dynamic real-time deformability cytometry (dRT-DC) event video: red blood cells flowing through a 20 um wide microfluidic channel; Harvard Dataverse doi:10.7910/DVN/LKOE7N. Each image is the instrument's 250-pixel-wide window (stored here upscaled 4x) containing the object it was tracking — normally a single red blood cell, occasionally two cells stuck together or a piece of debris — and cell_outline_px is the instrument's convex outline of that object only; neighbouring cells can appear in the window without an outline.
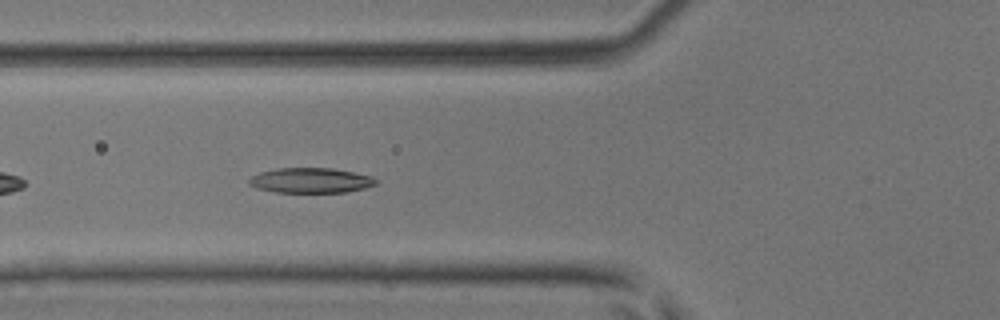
{"species": "common noctule bat (a hibernating species)", "species_latin": "Nyctalus noctula", "temperature_condition": "room temperature", "stored_images_in_passage": 35, "camera_frame_rate_fps": 3000, "um_per_image_px": 0.085, "animal": {"sex": "male", "body_mass_g": 17.9, "forearm_length_mm": 54.2}, "frame": {"image": 1, "passage_image": 5, "time_ms": 1.333, "image_size_px": [1000, 320], "cell_outline_px": [[376, 184], [364, 188], [348, 192], [276, 192], [256, 188], [248, 184], [248, 180], [252, 176], [260, 172], [276, 168], [332, 168], [372, 176], [376, 180]], "centroid_in_image_um": [26.38, 15.33], "position_along_channel_um": 99.4, "area_um2": 18.5}}
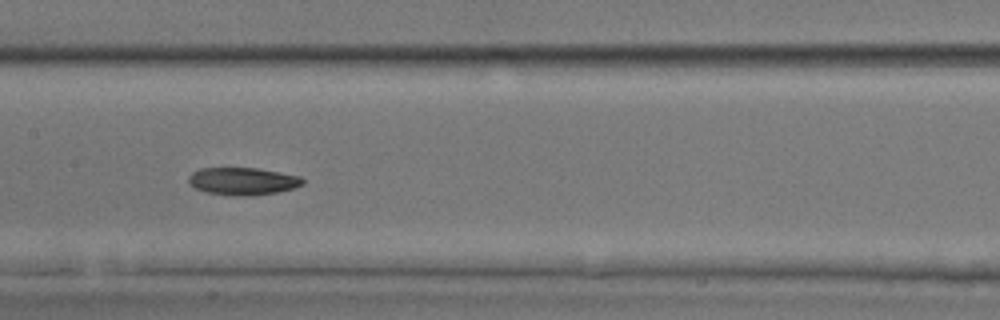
{"frame": {"image": 2, "passage_image": 11, "time_ms": 3.333, "image_size_px": [1000, 320], "cell_outline_px": [[304, 184], [292, 188], [276, 192], [252, 196], [236, 196], [204, 192], [196, 188], [188, 180], [188, 176], [192, 172], [200, 168], [256, 168], [300, 176], [304, 180]], "centroid_in_image_um": [20.62, 15.4], "position_along_channel_um": 186.8, "area_um2": 18.21}}
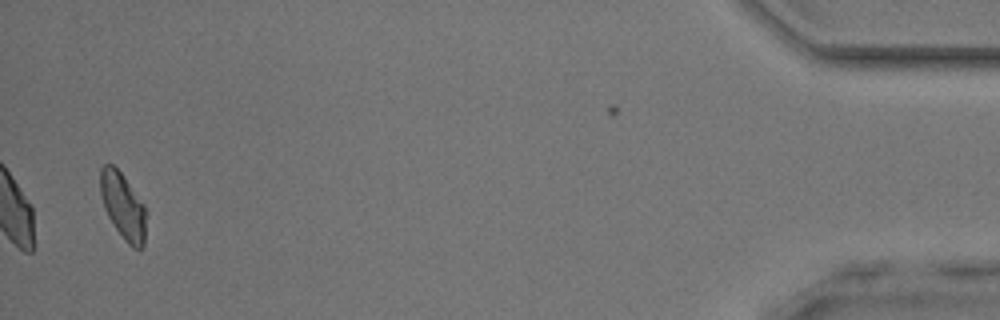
{"frame": {"image": 3, "passage_image": 33, "time_ms": 10.667, "image_size_px": [1000, 320], "cell_outline_px": [[144, 248], [132, 248], [124, 240], [108, 216], [104, 208], [100, 196], [100, 168], [104, 164], [112, 164], [120, 172], [144, 204]], "centroid_in_image_um": [10.42, 17.5], "position_along_channel_um": 424.8, "area_um2": 17.34}}